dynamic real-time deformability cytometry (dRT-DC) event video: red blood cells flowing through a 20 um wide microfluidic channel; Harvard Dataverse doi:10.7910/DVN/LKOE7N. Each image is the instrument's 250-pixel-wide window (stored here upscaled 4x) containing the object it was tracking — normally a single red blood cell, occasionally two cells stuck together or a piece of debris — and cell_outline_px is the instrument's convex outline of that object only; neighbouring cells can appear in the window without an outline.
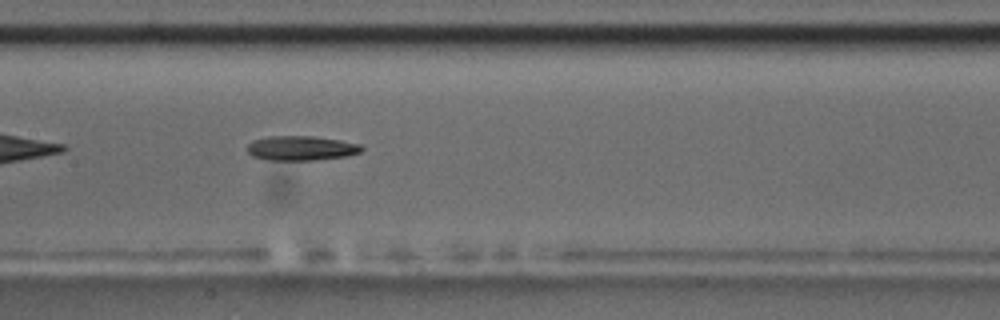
{"species": "common noctule bat (a hibernating species)", "species_latin": "Nyctalus noctula", "temperature_condition": "room temperature", "stored_images_in_passage": 40, "camera_frame_rate_fps": 3000, "um_per_image_px": 0.085, "animal": {"sex": "male", "body_mass_g": 17.5, "forearm_length_mm": 52.3}, "frame": {"image": 1, "passage_image": 12, "time_ms": 3.667, "image_size_px": [1000, 320], "cell_outline_px": [[364, 148], [360, 152], [348, 156], [316, 160], [268, 160], [252, 156], [248, 152], [248, 144], [252, 140], [268, 136], [312, 136], [340, 140], [360, 144]], "centroid_in_image_um": [25.6, 12.59], "position_along_channel_um": 181.8, "area_um2": 16.47}}